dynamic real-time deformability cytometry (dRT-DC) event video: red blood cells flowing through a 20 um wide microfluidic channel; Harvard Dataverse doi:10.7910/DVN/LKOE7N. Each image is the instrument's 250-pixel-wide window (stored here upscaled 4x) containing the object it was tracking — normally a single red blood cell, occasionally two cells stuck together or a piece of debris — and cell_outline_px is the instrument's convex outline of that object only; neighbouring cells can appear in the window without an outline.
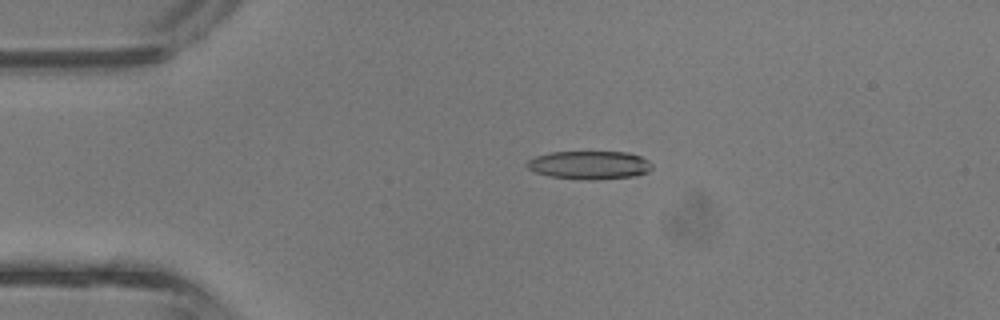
{"species": "common noctule bat (a hibernating species)", "species_latin": "Nyctalus noctula", "temperature_condition": "room temperature", "stored_images_in_passage": 5, "camera_frame_rate_fps": 3000, "um_per_image_px": 0.085, "animal": {"sex": "male", "body_mass_g": 13.3}, "frame": {"image": 1, "passage_image": 3, "time_ms": 0.667, "image_size_px": [1000, 320], "cell_outline_px": [[652, 168], [648, 172], [632, 176], [596, 180], [588, 180], [548, 176], [536, 172], [528, 168], [524, 164], [528, 160], [536, 156], [552, 152], [628, 152], [640, 156], [648, 160], [652, 164]], "centroid_in_image_um": [50.1, 14.03], "position_along_channel_um": 34.9, "area_um2": 20.63}}
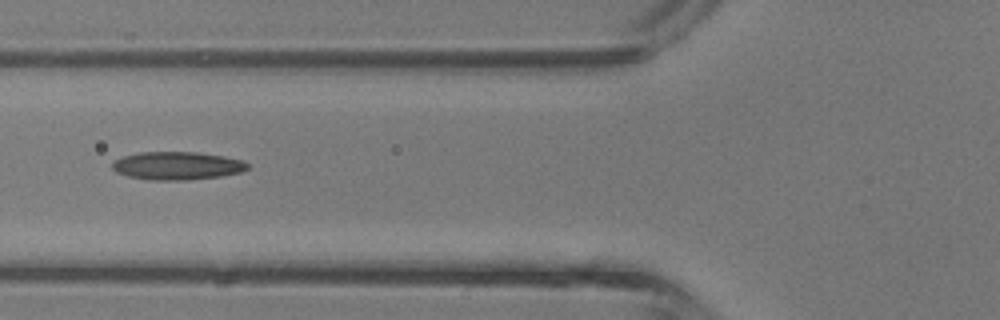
{"frame": {"image": 2, "passage_image": 5, "time_ms": 1.333, "image_size_px": [1000, 320], "cell_outline_px": [[248, 168], [240, 172], [220, 176], [188, 180], [148, 180], [128, 176], [116, 172], [112, 168], [112, 160], [124, 156], [140, 152], [196, 152], [224, 156], [244, 160], [248, 164]], "centroid_in_image_um": [15.04, 14.08], "position_along_channel_um": 110.8, "area_um2": 22.2}}